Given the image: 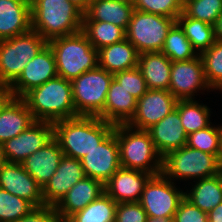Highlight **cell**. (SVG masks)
<instances>
[{"instance_id":"obj_1","label":"cell","mask_w":222,"mask_h":222,"mask_svg":"<svg viewBox=\"0 0 222 222\" xmlns=\"http://www.w3.org/2000/svg\"><path fill=\"white\" fill-rule=\"evenodd\" d=\"M54 138L65 156L80 160L115 128L98 116H78L53 123Z\"/></svg>"},{"instance_id":"obj_48","label":"cell","mask_w":222,"mask_h":222,"mask_svg":"<svg viewBox=\"0 0 222 222\" xmlns=\"http://www.w3.org/2000/svg\"><path fill=\"white\" fill-rule=\"evenodd\" d=\"M219 161L222 165V124H221V135H220V152H219Z\"/></svg>"},{"instance_id":"obj_8","label":"cell","mask_w":222,"mask_h":222,"mask_svg":"<svg viewBox=\"0 0 222 222\" xmlns=\"http://www.w3.org/2000/svg\"><path fill=\"white\" fill-rule=\"evenodd\" d=\"M113 74L97 66L71 80L78 116H98L103 110Z\"/></svg>"},{"instance_id":"obj_4","label":"cell","mask_w":222,"mask_h":222,"mask_svg":"<svg viewBox=\"0 0 222 222\" xmlns=\"http://www.w3.org/2000/svg\"><path fill=\"white\" fill-rule=\"evenodd\" d=\"M115 134L119 144L121 167L153 176L162 173L163 157L157 152L147 130L136 129L128 124H117Z\"/></svg>"},{"instance_id":"obj_44","label":"cell","mask_w":222,"mask_h":222,"mask_svg":"<svg viewBox=\"0 0 222 222\" xmlns=\"http://www.w3.org/2000/svg\"><path fill=\"white\" fill-rule=\"evenodd\" d=\"M207 214L208 222H222V202Z\"/></svg>"},{"instance_id":"obj_45","label":"cell","mask_w":222,"mask_h":222,"mask_svg":"<svg viewBox=\"0 0 222 222\" xmlns=\"http://www.w3.org/2000/svg\"><path fill=\"white\" fill-rule=\"evenodd\" d=\"M215 40L222 42V14L218 17L214 25Z\"/></svg>"},{"instance_id":"obj_43","label":"cell","mask_w":222,"mask_h":222,"mask_svg":"<svg viewBox=\"0 0 222 222\" xmlns=\"http://www.w3.org/2000/svg\"><path fill=\"white\" fill-rule=\"evenodd\" d=\"M13 93L6 86H0V113L5 105L13 98Z\"/></svg>"},{"instance_id":"obj_46","label":"cell","mask_w":222,"mask_h":222,"mask_svg":"<svg viewBox=\"0 0 222 222\" xmlns=\"http://www.w3.org/2000/svg\"><path fill=\"white\" fill-rule=\"evenodd\" d=\"M69 1L73 2L78 8H80L84 12L88 8L92 0H69Z\"/></svg>"},{"instance_id":"obj_16","label":"cell","mask_w":222,"mask_h":222,"mask_svg":"<svg viewBox=\"0 0 222 222\" xmlns=\"http://www.w3.org/2000/svg\"><path fill=\"white\" fill-rule=\"evenodd\" d=\"M0 188L30 202L34 207L45 205L42 188L21 163L5 162L0 168Z\"/></svg>"},{"instance_id":"obj_6","label":"cell","mask_w":222,"mask_h":222,"mask_svg":"<svg viewBox=\"0 0 222 222\" xmlns=\"http://www.w3.org/2000/svg\"><path fill=\"white\" fill-rule=\"evenodd\" d=\"M222 171L219 159L187 145L162 158V174L171 181H191L212 177Z\"/></svg>"},{"instance_id":"obj_40","label":"cell","mask_w":222,"mask_h":222,"mask_svg":"<svg viewBox=\"0 0 222 222\" xmlns=\"http://www.w3.org/2000/svg\"><path fill=\"white\" fill-rule=\"evenodd\" d=\"M147 214L139 202L117 203L115 222H147Z\"/></svg>"},{"instance_id":"obj_32","label":"cell","mask_w":222,"mask_h":222,"mask_svg":"<svg viewBox=\"0 0 222 222\" xmlns=\"http://www.w3.org/2000/svg\"><path fill=\"white\" fill-rule=\"evenodd\" d=\"M117 203L105 192L65 222H115Z\"/></svg>"},{"instance_id":"obj_39","label":"cell","mask_w":222,"mask_h":222,"mask_svg":"<svg viewBox=\"0 0 222 222\" xmlns=\"http://www.w3.org/2000/svg\"><path fill=\"white\" fill-rule=\"evenodd\" d=\"M113 78L137 100L149 90L138 67L117 72Z\"/></svg>"},{"instance_id":"obj_11","label":"cell","mask_w":222,"mask_h":222,"mask_svg":"<svg viewBox=\"0 0 222 222\" xmlns=\"http://www.w3.org/2000/svg\"><path fill=\"white\" fill-rule=\"evenodd\" d=\"M169 91L177 100L197 99L200 93L213 92L206 82L200 54L187 61L172 62Z\"/></svg>"},{"instance_id":"obj_7","label":"cell","mask_w":222,"mask_h":222,"mask_svg":"<svg viewBox=\"0 0 222 222\" xmlns=\"http://www.w3.org/2000/svg\"><path fill=\"white\" fill-rule=\"evenodd\" d=\"M48 42L35 30L0 41V86L9 87Z\"/></svg>"},{"instance_id":"obj_28","label":"cell","mask_w":222,"mask_h":222,"mask_svg":"<svg viewBox=\"0 0 222 222\" xmlns=\"http://www.w3.org/2000/svg\"><path fill=\"white\" fill-rule=\"evenodd\" d=\"M194 182V184H193ZM185 185V198L205 213L222 202V171L212 177L195 180ZM193 184V185H192ZM190 188V189H189Z\"/></svg>"},{"instance_id":"obj_9","label":"cell","mask_w":222,"mask_h":222,"mask_svg":"<svg viewBox=\"0 0 222 222\" xmlns=\"http://www.w3.org/2000/svg\"><path fill=\"white\" fill-rule=\"evenodd\" d=\"M175 23L174 18L134 9L125 31L126 39L139 54L161 52L168 32Z\"/></svg>"},{"instance_id":"obj_23","label":"cell","mask_w":222,"mask_h":222,"mask_svg":"<svg viewBox=\"0 0 222 222\" xmlns=\"http://www.w3.org/2000/svg\"><path fill=\"white\" fill-rule=\"evenodd\" d=\"M136 107L137 99L113 78L108 89L104 110L98 117L114 125L127 124L135 115Z\"/></svg>"},{"instance_id":"obj_37","label":"cell","mask_w":222,"mask_h":222,"mask_svg":"<svg viewBox=\"0 0 222 222\" xmlns=\"http://www.w3.org/2000/svg\"><path fill=\"white\" fill-rule=\"evenodd\" d=\"M34 206L27 200L0 188V222H13L27 215Z\"/></svg>"},{"instance_id":"obj_47","label":"cell","mask_w":222,"mask_h":222,"mask_svg":"<svg viewBox=\"0 0 222 222\" xmlns=\"http://www.w3.org/2000/svg\"><path fill=\"white\" fill-rule=\"evenodd\" d=\"M147 222H173V220L158 219V218H148Z\"/></svg>"},{"instance_id":"obj_31","label":"cell","mask_w":222,"mask_h":222,"mask_svg":"<svg viewBox=\"0 0 222 222\" xmlns=\"http://www.w3.org/2000/svg\"><path fill=\"white\" fill-rule=\"evenodd\" d=\"M176 22L198 54L207 50L216 41L213 25L187 17L183 12L177 17Z\"/></svg>"},{"instance_id":"obj_35","label":"cell","mask_w":222,"mask_h":222,"mask_svg":"<svg viewBox=\"0 0 222 222\" xmlns=\"http://www.w3.org/2000/svg\"><path fill=\"white\" fill-rule=\"evenodd\" d=\"M221 125L210 124L208 127L188 135L187 146L215 155L219 159Z\"/></svg>"},{"instance_id":"obj_29","label":"cell","mask_w":222,"mask_h":222,"mask_svg":"<svg viewBox=\"0 0 222 222\" xmlns=\"http://www.w3.org/2000/svg\"><path fill=\"white\" fill-rule=\"evenodd\" d=\"M176 109L179 112L181 124L187 135L206 128L212 123L210 120L213 113L211 112L212 109L201 100H178Z\"/></svg>"},{"instance_id":"obj_49","label":"cell","mask_w":222,"mask_h":222,"mask_svg":"<svg viewBox=\"0 0 222 222\" xmlns=\"http://www.w3.org/2000/svg\"><path fill=\"white\" fill-rule=\"evenodd\" d=\"M5 163V159L3 156V151H2V144H0V168L1 166Z\"/></svg>"},{"instance_id":"obj_15","label":"cell","mask_w":222,"mask_h":222,"mask_svg":"<svg viewBox=\"0 0 222 222\" xmlns=\"http://www.w3.org/2000/svg\"><path fill=\"white\" fill-rule=\"evenodd\" d=\"M57 76L55 57L47 44L26 64L20 76L8 88L14 97L22 98L30 90Z\"/></svg>"},{"instance_id":"obj_14","label":"cell","mask_w":222,"mask_h":222,"mask_svg":"<svg viewBox=\"0 0 222 222\" xmlns=\"http://www.w3.org/2000/svg\"><path fill=\"white\" fill-rule=\"evenodd\" d=\"M177 101L169 90L149 89L137 100L135 115L127 124L147 130L176 109Z\"/></svg>"},{"instance_id":"obj_50","label":"cell","mask_w":222,"mask_h":222,"mask_svg":"<svg viewBox=\"0 0 222 222\" xmlns=\"http://www.w3.org/2000/svg\"><path fill=\"white\" fill-rule=\"evenodd\" d=\"M216 91H219V94H220V92L222 93V85H220V86L215 90V93H216Z\"/></svg>"},{"instance_id":"obj_20","label":"cell","mask_w":222,"mask_h":222,"mask_svg":"<svg viewBox=\"0 0 222 222\" xmlns=\"http://www.w3.org/2000/svg\"><path fill=\"white\" fill-rule=\"evenodd\" d=\"M31 29V0H0V41Z\"/></svg>"},{"instance_id":"obj_25","label":"cell","mask_w":222,"mask_h":222,"mask_svg":"<svg viewBox=\"0 0 222 222\" xmlns=\"http://www.w3.org/2000/svg\"><path fill=\"white\" fill-rule=\"evenodd\" d=\"M34 122L24 100L13 97L0 113V144L18 136Z\"/></svg>"},{"instance_id":"obj_38","label":"cell","mask_w":222,"mask_h":222,"mask_svg":"<svg viewBox=\"0 0 222 222\" xmlns=\"http://www.w3.org/2000/svg\"><path fill=\"white\" fill-rule=\"evenodd\" d=\"M135 10L174 18L183 12V0H132Z\"/></svg>"},{"instance_id":"obj_36","label":"cell","mask_w":222,"mask_h":222,"mask_svg":"<svg viewBox=\"0 0 222 222\" xmlns=\"http://www.w3.org/2000/svg\"><path fill=\"white\" fill-rule=\"evenodd\" d=\"M183 13L214 26L222 14V0H184Z\"/></svg>"},{"instance_id":"obj_5","label":"cell","mask_w":222,"mask_h":222,"mask_svg":"<svg viewBox=\"0 0 222 222\" xmlns=\"http://www.w3.org/2000/svg\"><path fill=\"white\" fill-rule=\"evenodd\" d=\"M48 45L55 57L57 75L66 80L71 81L98 66V50L82 31L52 39Z\"/></svg>"},{"instance_id":"obj_24","label":"cell","mask_w":222,"mask_h":222,"mask_svg":"<svg viewBox=\"0 0 222 222\" xmlns=\"http://www.w3.org/2000/svg\"><path fill=\"white\" fill-rule=\"evenodd\" d=\"M133 11L132 0H92L83 20L113 23L126 31Z\"/></svg>"},{"instance_id":"obj_2","label":"cell","mask_w":222,"mask_h":222,"mask_svg":"<svg viewBox=\"0 0 222 222\" xmlns=\"http://www.w3.org/2000/svg\"><path fill=\"white\" fill-rule=\"evenodd\" d=\"M22 99L35 121L55 123L78 117L70 80L57 76L27 92Z\"/></svg>"},{"instance_id":"obj_21","label":"cell","mask_w":222,"mask_h":222,"mask_svg":"<svg viewBox=\"0 0 222 222\" xmlns=\"http://www.w3.org/2000/svg\"><path fill=\"white\" fill-rule=\"evenodd\" d=\"M104 192V185L100 181L85 176L71 187L55 206L56 212L61 220L65 222L71 215L83 210Z\"/></svg>"},{"instance_id":"obj_41","label":"cell","mask_w":222,"mask_h":222,"mask_svg":"<svg viewBox=\"0 0 222 222\" xmlns=\"http://www.w3.org/2000/svg\"><path fill=\"white\" fill-rule=\"evenodd\" d=\"M173 222H208V214L184 198L174 214Z\"/></svg>"},{"instance_id":"obj_33","label":"cell","mask_w":222,"mask_h":222,"mask_svg":"<svg viewBox=\"0 0 222 222\" xmlns=\"http://www.w3.org/2000/svg\"><path fill=\"white\" fill-rule=\"evenodd\" d=\"M161 52L172 62L187 61L199 55L177 22L169 30Z\"/></svg>"},{"instance_id":"obj_17","label":"cell","mask_w":222,"mask_h":222,"mask_svg":"<svg viewBox=\"0 0 222 222\" xmlns=\"http://www.w3.org/2000/svg\"><path fill=\"white\" fill-rule=\"evenodd\" d=\"M85 176L80 160L63 155L54 175L42 188L45 205L55 207L71 187Z\"/></svg>"},{"instance_id":"obj_26","label":"cell","mask_w":222,"mask_h":222,"mask_svg":"<svg viewBox=\"0 0 222 222\" xmlns=\"http://www.w3.org/2000/svg\"><path fill=\"white\" fill-rule=\"evenodd\" d=\"M172 61L162 52H145L138 56L148 89L169 90Z\"/></svg>"},{"instance_id":"obj_42","label":"cell","mask_w":222,"mask_h":222,"mask_svg":"<svg viewBox=\"0 0 222 222\" xmlns=\"http://www.w3.org/2000/svg\"><path fill=\"white\" fill-rule=\"evenodd\" d=\"M13 222H63L55 207L44 205L34 207L27 215Z\"/></svg>"},{"instance_id":"obj_19","label":"cell","mask_w":222,"mask_h":222,"mask_svg":"<svg viewBox=\"0 0 222 222\" xmlns=\"http://www.w3.org/2000/svg\"><path fill=\"white\" fill-rule=\"evenodd\" d=\"M157 152L164 157L168 152L187 145L188 135L183 129L177 109L147 129Z\"/></svg>"},{"instance_id":"obj_3","label":"cell","mask_w":222,"mask_h":222,"mask_svg":"<svg viewBox=\"0 0 222 222\" xmlns=\"http://www.w3.org/2000/svg\"><path fill=\"white\" fill-rule=\"evenodd\" d=\"M32 30L47 42L82 30L83 11L69 0H31Z\"/></svg>"},{"instance_id":"obj_27","label":"cell","mask_w":222,"mask_h":222,"mask_svg":"<svg viewBox=\"0 0 222 222\" xmlns=\"http://www.w3.org/2000/svg\"><path fill=\"white\" fill-rule=\"evenodd\" d=\"M138 56L136 48L125 38L98 50V66L115 74L138 67Z\"/></svg>"},{"instance_id":"obj_18","label":"cell","mask_w":222,"mask_h":222,"mask_svg":"<svg viewBox=\"0 0 222 222\" xmlns=\"http://www.w3.org/2000/svg\"><path fill=\"white\" fill-rule=\"evenodd\" d=\"M152 174L120 167L104 185L105 193L116 203L138 202Z\"/></svg>"},{"instance_id":"obj_13","label":"cell","mask_w":222,"mask_h":222,"mask_svg":"<svg viewBox=\"0 0 222 222\" xmlns=\"http://www.w3.org/2000/svg\"><path fill=\"white\" fill-rule=\"evenodd\" d=\"M80 161L86 176L105 185L121 167L115 128L96 148L83 156Z\"/></svg>"},{"instance_id":"obj_12","label":"cell","mask_w":222,"mask_h":222,"mask_svg":"<svg viewBox=\"0 0 222 222\" xmlns=\"http://www.w3.org/2000/svg\"><path fill=\"white\" fill-rule=\"evenodd\" d=\"M53 138V123L35 121L18 136L2 144L5 162L22 163L28 156L44 147Z\"/></svg>"},{"instance_id":"obj_22","label":"cell","mask_w":222,"mask_h":222,"mask_svg":"<svg viewBox=\"0 0 222 222\" xmlns=\"http://www.w3.org/2000/svg\"><path fill=\"white\" fill-rule=\"evenodd\" d=\"M63 155L58 141L53 138L44 147L28 156L21 164L43 188L54 175Z\"/></svg>"},{"instance_id":"obj_30","label":"cell","mask_w":222,"mask_h":222,"mask_svg":"<svg viewBox=\"0 0 222 222\" xmlns=\"http://www.w3.org/2000/svg\"><path fill=\"white\" fill-rule=\"evenodd\" d=\"M96 50L123 41L126 32L113 23L83 20L81 30Z\"/></svg>"},{"instance_id":"obj_34","label":"cell","mask_w":222,"mask_h":222,"mask_svg":"<svg viewBox=\"0 0 222 222\" xmlns=\"http://www.w3.org/2000/svg\"><path fill=\"white\" fill-rule=\"evenodd\" d=\"M205 79L212 91L222 85V42L215 41L207 50L200 54Z\"/></svg>"},{"instance_id":"obj_10","label":"cell","mask_w":222,"mask_h":222,"mask_svg":"<svg viewBox=\"0 0 222 222\" xmlns=\"http://www.w3.org/2000/svg\"><path fill=\"white\" fill-rule=\"evenodd\" d=\"M176 183L162 173L148 180L138 201L148 218L173 220L180 202L185 198V190Z\"/></svg>"}]
</instances>
